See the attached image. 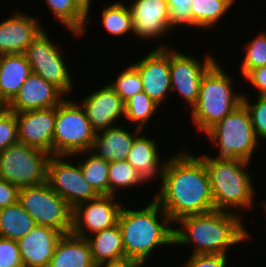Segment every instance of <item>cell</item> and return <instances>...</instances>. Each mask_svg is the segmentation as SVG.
Segmentation results:
<instances>
[{"mask_svg":"<svg viewBox=\"0 0 266 267\" xmlns=\"http://www.w3.org/2000/svg\"><path fill=\"white\" fill-rule=\"evenodd\" d=\"M109 195L117 196L119 190L135 189L139 185H147L148 182L126 160L115 161L109 164ZM145 183V184H144ZM124 189V190H123ZM118 193V194H116Z\"/></svg>","mask_w":266,"mask_h":267,"instance_id":"obj_32","label":"cell"},{"mask_svg":"<svg viewBox=\"0 0 266 267\" xmlns=\"http://www.w3.org/2000/svg\"><path fill=\"white\" fill-rule=\"evenodd\" d=\"M224 67L217 61L201 79L197 103L189 110L196 133L205 134L242 104L243 93L235 91L236 82Z\"/></svg>","mask_w":266,"mask_h":267,"instance_id":"obj_5","label":"cell"},{"mask_svg":"<svg viewBox=\"0 0 266 267\" xmlns=\"http://www.w3.org/2000/svg\"><path fill=\"white\" fill-rule=\"evenodd\" d=\"M261 204H262V207H263L262 209H263V211H264L263 213L266 215V200H265V201L263 200V202H262ZM265 217H266V216H265ZM265 219H266V218H265Z\"/></svg>","mask_w":266,"mask_h":267,"instance_id":"obj_44","label":"cell"},{"mask_svg":"<svg viewBox=\"0 0 266 267\" xmlns=\"http://www.w3.org/2000/svg\"><path fill=\"white\" fill-rule=\"evenodd\" d=\"M217 153L211 154L215 160L243 159L251 162L256 148L260 147L251 123L248 109L242 103L231 113L218 121L206 133ZM253 157V158H252Z\"/></svg>","mask_w":266,"mask_h":267,"instance_id":"obj_6","label":"cell"},{"mask_svg":"<svg viewBox=\"0 0 266 267\" xmlns=\"http://www.w3.org/2000/svg\"><path fill=\"white\" fill-rule=\"evenodd\" d=\"M19 142L16 113L7 108L0 109V152Z\"/></svg>","mask_w":266,"mask_h":267,"instance_id":"obj_36","label":"cell"},{"mask_svg":"<svg viewBox=\"0 0 266 267\" xmlns=\"http://www.w3.org/2000/svg\"><path fill=\"white\" fill-rule=\"evenodd\" d=\"M48 267H97L86 238L63 234Z\"/></svg>","mask_w":266,"mask_h":267,"instance_id":"obj_23","label":"cell"},{"mask_svg":"<svg viewBox=\"0 0 266 267\" xmlns=\"http://www.w3.org/2000/svg\"><path fill=\"white\" fill-rule=\"evenodd\" d=\"M245 95L246 93L244 92L242 103L248 109L254 133L260 142L261 140L266 142V96H257L255 94L254 97L256 96V99L253 101L249 95Z\"/></svg>","mask_w":266,"mask_h":267,"instance_id":"obj_35","label":"cell"},{"mask_svg":"<svg viewBox=\"0 0 266 267\" xmlns=\"http://www.w3.org/2000/svg\"><path fill=\"white\" fill-rule=\"evenodd\" d=\"M63 233L57 229L36 225L18 246L24 267H48L55 247Z\"/></svg>","mask_w":266,"mask_h":267,"instance_id":"obj_20","label":"cell"},{"mask_svg":"<svg viewBox=\"0 0 266 267\" xmlns=\"http://www.w3.org/2000/svg\"><path fill=\"white\" fill-rule=\"evenodd\" d=\"M0 107H6V104L0 99Z\"/></svg>","mask_w":266,"mask_h":267,"instance_id":"obj_45","label":"cell"},{"mask_svg":"<svg viewBox=\"0 0 266 267\" xmlns=\"http://www.w3.org/2000/svg\"><path fill=\"white\" fill-rule=\"evenodd\" d=\"M96 131L83 107L72 97L56 106L53 155H74L92 148Z\"/></svg>","mask_w":266,"mask_h":267,"instance_id":"obj_7","label":"cell"},{"mask_svg":"<svg viewBox=\"0 0 266 267\" xmlns=\"http://www.w3.org/2000/svg\"><path fill=\"white\" fill-rule=\"evenodd\" d=\"M242 80L257 91V96H266V65L250 70Z\"/></svg>","mask_w":266,"mask_h":267,"instance_id":"obj_40","label":"cell"},{"mask_svg":"<svg viewBox=\"0 0 266 267\" xmlns=\"http://www.w3.org/2000/svg\"><path fill=\"white\" fill-rule=\"evenodd\" d=\"M229 255L224 254H191L180 267H228Z\"/></svg>","mask_w":266,"mask_h":267,"instance_id":"obj_39","label":"cell"},{"mask_svg":"<svg viewBox=\"0 0 266 267\" xmlns=\"http://www.w3.org/2000/svg\"><path fill=\"white\" fill-rule=\"evenodd\" d=\"M165 43L157 44L142 58L131 63L140 74L143 91L161 107L166 98L171 97L169 47Z\"/></svg>","mask_w":266,"mask_h":267,"instance_id":"obj_14","label":"cell"},{"mask_svg":"<svg viewBox=\"0 0 266 267\" xmlns=\"http://www.w3.org/2000/svg\"><path fill=\"white\" fill-rule=\"evenodd\" d=\"M101 24L109 35L118 38L133 34V21L130 7L122 1H112L103 6ZM130 33V34H129Z\"/></svg>","mask_w":266,"mask_h":267,"instance_id":"obj_30","label":"cell"},{"mask_svg":"<svg viewBox=\"0 0 266 267\" xmlns=\"http://www.w3.org/2000/svg\"><path fill=\"white\" fill-rule=\"evenodd\" d=\"M36 225L19 202L0 209V237L2 238L18 241Z\"/></svg>","mask_w":266,"mask_h":267,"instance_id":"obj_28","label":"cell"},{"mask_svg":"<svg viewBox=\"0 0 266 267\" xmlns=\"http://www.w3.org/2000/svg\"><path fill=\"white\" fill-rule=\"evenodd\" d=\"M13 11L0 22V55L23 54L29 44L44 30L37 16Z\"/></svg>","mask_w":266,"mask_h":267,"instance_id":"obj_19","label":"cell"},{"mask_svg":"<svg viewBox=\"0 0 266 267\" xmlns=\"http://www.w3.org/2000/svg\"><path fill=\"white\" fill-rule=\"evenodd\" d=\"M32 73L24 54L0 55V99L7 105Z\"/></svg>","mask_w":266,"mask_h":267,"instance_id":"obj_24","label":"cell"},{"mask_svg":"<svg viewBox=\"0 0 266 267\" xmlns=\"http://www.w3.org/2000/svg\"><path fill=\"white\" fill-rule=\"evenodd\" d=\"M243 220L244 217L236 213L216 209L184 216L174 225V247L192 245L191 254L229 255L227 251L231 247L243 245L253 237Z\"/></svg>","mask_w":266,"mask_h":267,"instance_id":"obj_2","label":"cell"},{"mask_svg":"<svg viewBox=\"0 0 266 267\" xmlns=\"http://www.w3.org/2000/svg\"><path fill=\"white\" fill-rule=\"evenodd\" d=\"M0 267H24L17 241L0 237Z\"/></svg>","mask_w":266,"mask_h":267,"instance_id":"obj_38","label":"cell"},{"mask_svg":"<svg viewBox=\"0 0 266 267\" xmlns=\"http://www.w3.org/2000/svg\"><path fill=\"white\" fill-rule=\"evenodd\" d=\"M78 1L81 2L87 8V22H86V27L84 28L83 32L80 34V37H82L83 34L85 35V33L88 32L87 31V28H88L87 25H88V23L90 24V22H91V19H90L91 16L89 14L92 11L91 9L93 7H91L92 6V0H78Z\"/></svg>","mask_w":266,"mask_h":267,"instance_id":"obj_43","label":"cell"},{"mask_svg":"<svg viewBox=\"0 0 266 267\" xmlns=\"http://www.w3.org/2000/svg\"><path fill=\"white\" fill-rule=\"evenodd\" d=\"M266 30L261 31L256 36L245 42V56L241 61L240 71L243 78L250 70L266 65Z\"/></svg>","mask_w":266,"mask_h":267,"instance_id":"obj_33","label":"cell"},{"mask_svg":"<svg viewBox=\"0 0 266 267\" xmlns=\"http://www.w3.org/2000/svg\"><path fill=\"white\" fill-rule=\"evenodd\" d=\"M141 132L143 131L135 127L133 131L129 130L128 125L127 127L116 125L97 131L90 151L109 163L124 161L135 138Z\"/></svg>","mask_w":266,"mask_h":267,"instance_id":"obj_21","label":"cell"},{"mask_svg":"<svg viewBox=\"0 0 266 267\" xmlns=\"http://www.w3.org/2000/svg\"><path fill=\"white\" fill-rule=\"evenodd\" d=\"M56 107L16 113L18 139L53 155Z\"/></svg>","mask_w":266,"mask_h":267,"instance_id":"obj_17","label":"cell"},{"mask_svg":"<svg viewBox=\"0 0 266 267\" xmlns=\"http://www.w3.org/2000/svg\"><path fill=\"white\" fill-rule=\"evenodd\" d=\"M47 183L72 209L100 196L85 180L79 162L71 155H52Z\"/></svg>","mask_w":266,"mask_h":267,"instance_id":"obj_11","label":"cell"},{"mask_svg":"<svg viewBox=\"0 0 266 267\" xmlns=\"http://www.w3.org/2000/svg\"><path fill=\"white\" fill-rule=\"evenodd\" d=\"M79 162L85 180L99 195H109V162L93 152L84 151L72 155ZM77 156V157H76ZM83 157V158H81Z\"/></svg>","mask_w":266,"mask_h":267,"instance_id":"obj_29","label":"cell"},{"mask_svg":"<svg viewBox=\"0 0 266 267\" xmlns=\"http://www.w3.org/2000/svg\"><path fill=\"white\" fill-rule=\"evenodd\" d=\"M97 267H143V266L137 261L125 258L119 261H113L101 264Z\"/></svg>","mask_w":266,"mask_h":267,"instance_id":"obj_42","label":"cell"},{"mask_svg":"<svg viewBox=\"0 0 266 267\" xmlns=\"http://www.w3.org/2000/svg\"><path fill=\"white\" fill-rule=\"evenodd\" d=\"M236 0H193L191 2V28L210 30L217 26Z\"/></svg>","mask_w":266,"mask_h":267,"instance_id":"obj_27","label":"cell"},{"mask_svg":"<svg viewBox=\"0 0 266 267\" xmlns=\"http://www.w3.org/2000/svg\"><path fill=\"white\" fill-rule=\"evenodd\" d=\"M175 47H169L171 92H177L185 99L184 105L187 104V108L191 110L197 103L202 77L218 60L212 53H206L207 56L204 55V60L200 61L197 57L178 51L177 46Z\"/></svg>","mask_w":266,"mask_h":267,"instance_id":"obj_12","label":"cell"},{"mask_svg":"<svg viewBox=\"0 0 266 267\" xmlns=\"http://www.w3.org/2000/svg\"><path fill=\"white\" fill-rule=\"evenodd\" d=\"M159 108L156 102L141 91L124 103V123L126 120L127 123L144 132L152 117L157 116Z\"/></svg>","mask_w":266,"mask_h":267,"instance_id":"obj_31","label":"cell"},{"mask_svg":"<svg viewBox=\"0 0 266 267\" xmlns=\"http://www.w3.org/2000/svg\"><path fill=\"white\" fill-rule=\"evenodd\" d=\"M66 97L56 85L32 72L6 108L15 113L46 109L56 107Z\"/></svg>","mask_w":266,"mask_h":267,"instance_id":"obj_18","label":"cell"},{"mask_svg":"<svg viewBox=\"0 0 266 267\" xmlns=\"http://www.w3.org/2000/svg\"><path fill=\"white\" fill-rule=\"evenodd\" d=\"M86 239L97 266L126 258L119 225L95 232Z\"/></svg>","mask_w":266,"mask_h":267,"instance_id":"obj_25","label":"cell"},{"mask_svg":"<svg viewBox=\"0 0 266 267\" xmlns=\"http://www.w3.org/2000/svg\"><path fill=\"white\" fill-rule=\"evenodd\" d=\"M78 101L83 107L92 128L97 132L123 123L124 102L106 82Z\"/></svg>","mask_w":266,"mask_h":267,"instance_id":"obj_16","label":"cell"},{"mask_svg":"<svg viewBox=\"0 0 266 267\" xmlns=\"http://www.w3.org/2000/svg\"><path fill=\"white\" fill-rule=\"evenodd\" d=\"M46 7L76 39L86 27L87 8L78 0H44Z\"/></svg>","mask_w":266,"mask_h":267,"instance_id":"obj_26","label":"cell"},{"mask_svg":"<svg viewBox=\"0 0 266 267\" xmlns=\"http://www.w3.org/2000/svg\"><path fill=\"white\" fill-rule=\"evenodd\" d=\"M200 154L209 175L216 210L241 216L257 206L254 204L257 187L251 171H248L251 162L243 159L215 160L209 153Z\"/></svg>","mask_w":266,"mask_h":267,"instance_id":"obj_4","label":"cell"},{"mask_svg":"<svg viewBox=\"0 0 266 267\" xmlns=\"http://www.w3.org/2000/svg\"><path fill=\"white\" fill-rule=\"evenodd\" d=\"M44 29L26 48L23 53L29 62L31 71L46 81L60 88L67 96L72 94L75 83L71 75L69 65L64 59L57 41Z\"/></svg>","mask_w":266,"mask_h":267,"instance_id":"obj_10","label":"cell"},{"mask_svg":"<svg viewBox=\"0 0 266 267\" xmlns=\"http://www.w3.org/2000/svg\"><path fill=\"white\" fill-rule=\"evenodd\" d=\"M150 200L146 206H140L141 209L123 206L118 221L125 257L143 267L159 247H174L175 224L153 198Z\"/></svg>","mask_w":266,"mask_h":267,"instance_id":"obj_3","label":"cell"},{"mask_svg":"<svg viewBox=\"0 0 266 267\" xmlns=\"http://www.w3.org/2000/svg\"><path fill=\"white\" fill-rule=\"evenodd\" d=\"M141 132L134 140L126 161L149 183L161 179L167 157L160 159L157 140ZM144 135V136H143ZM160 177V178H159Z\"/></svg>","mask_w":266,"mask_h":267,"instance_id":"obj_22","label":"cell"},{"mask_svg":"<svg viewBox=\"0 0 266 267\" xmlns=\"http://www.w3.org/2000/svg\"><path fill=\"white\" fill-rule=\"evenodd\" d=\"M18 202L37 225L71 233L73 209L47 182L19 188Z\"/></svg>","mask_w":266,"mask_h":267,"instance_id":"obj_9","label":"cell"},{"mask_svg":"<svg viewBox=\"0 0 266 267\" xmlns=\"http://www.w3.org/2000/svg\"><path fill=\"white\" fill-rule=\"evenodd\" d=\"M19 188L0 177V209L18 202Z\"/></svg>","mask_w":266,"mask_h":267,"instance_id":"obj_41","label":"cell"},{"mask_svg":"<svg viewBox=\"0 0 266 267\" xmlns=\"http://www.w3.org/2000/svg\"><path fill=\"white\" fill-rule=\"evenodd\" d=\"M124 204L114 195H100L79 204L73 209L71 233L86 238L95 232L118 225Z\"/></svg>","mask_w":266,"mask_h":267,"instance_id":"obj_13","label":"cell"},{"mask_svg":"<svg viewBox=\"0 0 266 267\" xmlns=\"http://www.w3.org/2000/svg\"><path fill=\"white\" fill-rule=\"evenodd\" d=\"M123 69V70H122ZM115 79L108 84L125 103L130 97L143 91V85L138 70L130 63L122 68Z\"/></svg>","mask_w":266,"mask_h":267,"instance_id":"obj_34","label":"cell"},{"mask_svg":"<svg viewBox=\"0 0 266 267\" xmlns=\"http://www.w3.org/2000/svg\"><path fill=\"white\" fill-rule=\"evenodd\" d=\"M178 151L167 157L160 189L153 197L173 223L187 215L215 210L203 159L187 148Z\"/></svg>","mask_w":266,"mask_h":267,"instance_id":"obj_1","label":"cell"},{"mask_svg":"<svg viewBox=\"0 0 266 267\" xmlns=\"http://www.w3.org/2000/svg\"><path fill=\"white\" fill-rule=\"evenodd\" d=\"M127 3L132 13L134 37L155 42V39H166L173 31L169 25L167 0H128Z\"/></svg>","mask_w":266,"mask_h":267,"instance_id":"obj_15","label":"cell"},{"mask_svg":"<svg viewBox=\"0 0 266 267\" xmlns=\"http://www.w3.org/2000/svg\"><path fill=\"white\" fill-rule=\"evenodd\" d=\"M193 0H167L169 25L174 30L184 26L191 28V2Z\"/></svg>","mask_w":266,"mask_h":267,"instance_id":"obj_37","label":"cell"},{"mask_svg":"<svg viewBox=\"0 0 266 267\" xmlns=\"http://www.w3.org/2000/svg\"><path fill=\"white\" fill-rule=\"evenodd\" d=\"M51 154L17 142L0 152V177L18 188L47 182Z\"/></svg>","mask_w":266,"mask_h":267,"instance_id":"obj_8","label":"cell"}]
</instances>
